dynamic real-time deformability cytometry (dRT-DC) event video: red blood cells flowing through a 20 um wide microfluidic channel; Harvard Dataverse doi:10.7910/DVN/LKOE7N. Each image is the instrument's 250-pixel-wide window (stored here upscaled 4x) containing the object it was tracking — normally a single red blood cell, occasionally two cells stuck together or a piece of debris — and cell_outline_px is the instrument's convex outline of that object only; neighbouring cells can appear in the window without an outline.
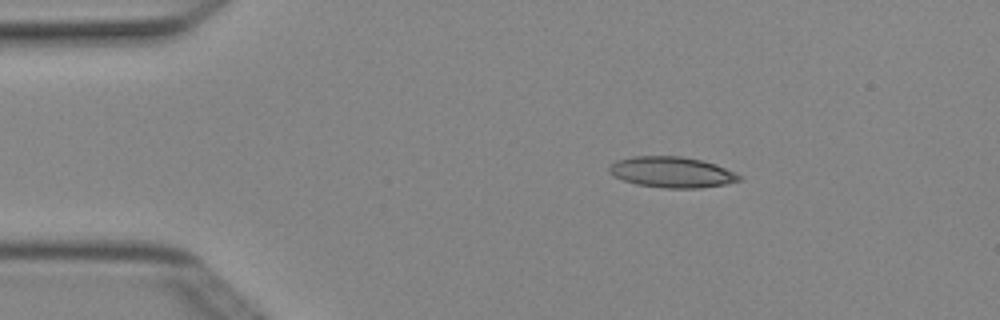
{"species": "Egyptian fruit bat (a non-hibernating species)", "species_latin": "Rousettus aegyptiacus", "temperature_condition": "cold", "stored_images_in_passage": 2, "camera_frame_rate_fps": 3000, "um_per_image_px": 0.085, "animal": {"sex": "female"}, "frame": {"image": 1, "passage_image": 1, "time_ms": 0.0, "image_size_px": [1000, 320], "cell_outline_px": [[740, 180], [724, 184], [700, 188], [664, 188], [636, 184], [612, 176], [608, 172], [608, 168], [616, 160], [632, 156], [680, 156], [700, 160], [716, 164], [736, 172], [740, 176]], "centroid_in_image_um": [57.07, 14.63], "position_along_channel_um": 27.9, "area_um2": 23.35}}